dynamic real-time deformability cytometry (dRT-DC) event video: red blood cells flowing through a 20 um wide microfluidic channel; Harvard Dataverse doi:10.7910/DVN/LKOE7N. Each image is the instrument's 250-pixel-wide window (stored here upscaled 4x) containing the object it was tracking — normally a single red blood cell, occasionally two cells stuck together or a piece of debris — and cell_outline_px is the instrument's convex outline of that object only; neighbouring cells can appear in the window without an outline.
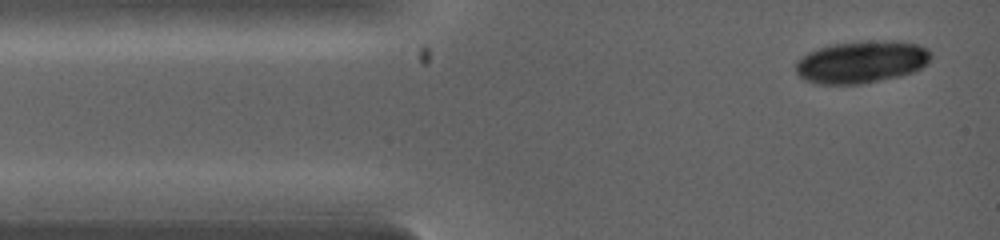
{"species": "common noctule bat (a hibernating species)", "species_latin": "Nyctalus noctula", "temperature_condition": "warm", "stored_images_in_passage": 2, "camera_frame_rate_fps": 5000, "um_per_image_px": 0.085, "animal": {"sex": "female", "body_mass_g": 19.0, "forearm_length_mm": 53.3}, "frame": {"image": 1, "passage_image": 1, "time_ms": 0.0, "image_size_px": [1000, 240], "cell_outline_px": [[932, 56], [920, 68], [912, 72], [896, 76], [860, 84], [820, 84], [808, 80], [800, 76], [796, 72], [796, 60], [808, 52], [832, 44], [888, 40], [896, 40], [920, 44], [928, 48]], "centroid_in_image_um": [73.23, 5.25], "position_along_channel_um": 11.8, "area_um2": 32.89}}